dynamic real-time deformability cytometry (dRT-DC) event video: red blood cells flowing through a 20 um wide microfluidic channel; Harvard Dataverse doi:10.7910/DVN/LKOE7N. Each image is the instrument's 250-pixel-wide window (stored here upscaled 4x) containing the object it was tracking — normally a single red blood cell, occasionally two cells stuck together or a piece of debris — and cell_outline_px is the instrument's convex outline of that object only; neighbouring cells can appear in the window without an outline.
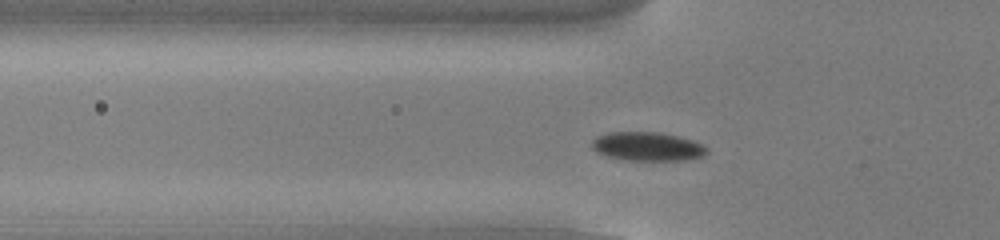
{"species": "common noctule bat (a hibernating species)", "species_latin": "Nyctalus noctula", "temperature_condition": "cold", "stored_images_in_passage": 45, "camera_frame_rate_fps": 3000, "um_per_image_px": 0.085, "animal": {"sex": "male", "body_mass_g": 13.0, "forearm_length_mm": 53.1}, "frame": {"image": 1, "passage_image": 9, "time_ms": 2.667, "image_size_px": [1000, 240], "cell_outline_px": [[708, 152], [704, 156], [688, 160], [628, 160], [608, 156], [596, 152], [592, 148], [592, 140], [596, 136], [608, 132], [660, 132], [692, 140], [704, 144], [708, 148]], "centroid_in_image_um": [55.06, 12.45], "position_along_channel_um": 70.7, "area_um2": 19.42}}
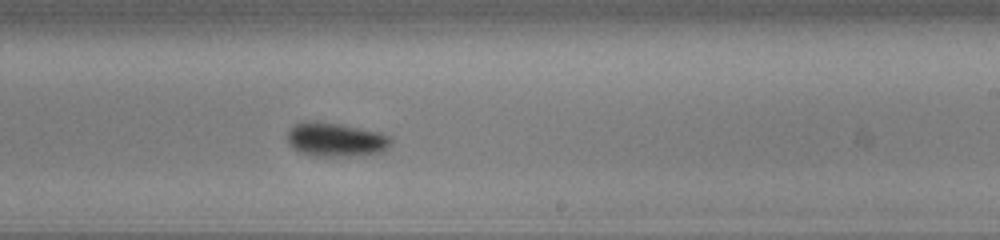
{"frame": {"image": 2, "passage_image": 24, "time_ms": 7.667, "image_size_px": [1000, 240], "cell_outline_px": [[392, 144], [384, 152], [360, 156], [308, 156], [292, 148], [288, 144], [288, 132], [292, 124], [304, 120], [316, 120], [340, 124], [380, 132], [392, 136]], "centroid_in_image_um": [28.54, 11.87], "position_along_channel_um": 260.5, "area_um2": 21.21}}
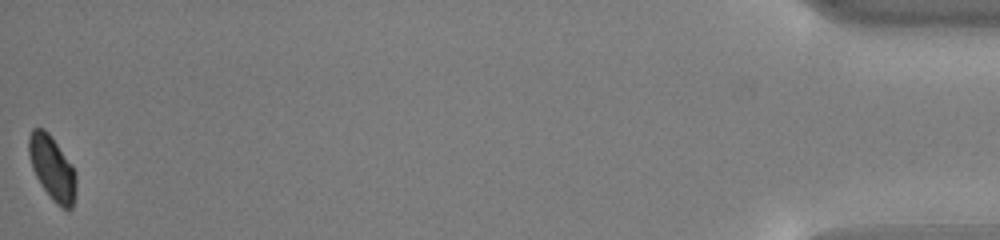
{"frame": {"image": 3, "passage_image": 45, "time_ms": 14.667, "image_size_px": [1000, 240], "cell_outline_px": [[76, 192], [72, 208], [64, 208], [56, 204], [52, 200], [40, 184], [32, 168], [28, 152], [28, 136], [32, 128], [44, 128], [48, 132], [72, 164], [76, 172]], "centroid_in_image_um": [4.43, 14.27], "position_along_channel_um": 430.8, "area_um2": 17.8}, "authors_computed_cell_mechanics": {"area_um2": 19.4208, "velocity_mm_per_s": 3.8116, "shape_relaxation_time_tau1_ms": 2.3098, "shape_relaxation_time_tau2_ms": null, "deformation_change_tau1": 0.0863, "deformation_change_tau2": null}}